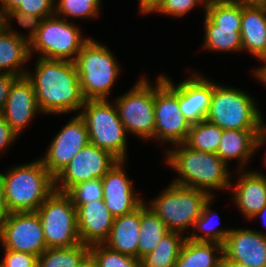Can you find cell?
<instances>
[{
	"instance_id": "1",
	"label": "cell",
	"mask_w": 266,
	"mask_h": 267,
	"mask_svg": "<svg viewBox=\"0 0 266 267\" xmlns=\"http://www.w3.org/2000/svg\"><path fill=\"white\" fill-rule=\"evenodd\" d=\"M35 67V72L27 71L26 77L32 82L41 113L79 114L85 98L75 63L39 57Z\"/></svg>"
},
{
	"instance_id": "2",
	"label": "cell",
	"mask_w": 266,
	"mask_h": 267,
	"mask_svg": "<svg viewBox=\"0 0 266 267\" xmlns=\"http://www.w3.org/2000/svg\"><path fill=\"white\" fill-rule=\"evenodd\" d=\"M174 145L176 148L169 149L165 155L166 164L179 173L172 183L204 190L212 196L214 190H230L229 165L217 154L194 150L185 143Z\"/></svg>"
},
{
	"instance_id": "3",
	"label": "cell",
	"mask_w": 266,
	"mask_h": 267,
	"mask_svg": "<svg viewBox=\"0 0 266 267\" xmlns=\"http://www.w3.org/2000/svg\"><path fill=\"white\" fill-rule=\"evenodd\" d=\"M6 213L33 212L55 191V178L41 159L0 172Z\"/></svg>"
},
{
	"instance_id": "4",
	"label": "cell",
	"mask_w": 266,
	"mask_h": 267,
	"mask_svg": "<svg viewBox=\"0 0 266 267\" xmlns=\"http://www.w3.org/2000/svg\"><path fill=\"white\" fill-rule=\"evenodd\" d=\"M74 63L85 100L108 99L121 72L118 61L109 48L91 38Z\"/></svg>"
},
{
	"instance_id": "5",
	"label": "cell",
	"mask_w": 266,
	"mask_h": 267,
	"mask_svg": "<svg viewBox=\"0 0 266 267\" xmlns=\"http://www.w3.org/2000/svg\"><path fill=\"white\" fill-rule=\"evenodd\" d=\"M255 102L244 91L218 83L213 90L206 120L223 130L263 129L266 124Z\"/></svg>"
},
{
	"instance_id": "6",
	"label": "cell",
	"mask_w": 266,
	"mask_h": 267,
	"mask_svg": "<svg viewBox=\"0 0 266 267\" xmlns=\"http://www.w3.org/2000/svg\"><path fill=\"white\" fill-rule=\"evenodd\" d=\"M79 115L88 129L91 144L109 151L118 160H127V132L115 103L108 99L85 100Z\"/></svg>"
},
{
	"instance_id": "7",
	"label": "cell",
	"mask_w": 266,
	"mask_h": 267,
	"mask_svg": "<svg viewBox=\"0 0 266 267\" xmlns=\"http://www.w3.org/2000/svg\"><path fill=\"white\" fill-rule=\"evenodd\" d=\"M211 197L204 190L171 183L148 207L164 222L169 231L184 235L186 229L193 228L205 203Z\"/></svg>"
},
{
	"instance_id": "8",
	"label": "cell",
	"mask_w": 266,
	"mask_h": 267,
	"mask_svg": "<svg viewBox=\"0 0 266 267\" xmlns=\"http://www.w3.org/2000/svg\"><path fill=\"white\" fill-rule=\"evenodd\" d=\"M203 48L214 52L243 50L242 0H214L205 9Z\"/></svg>"
},
{
	"instance_id": "9",
	"label": "cell",
	"mask_w": 266,
	"mask_h": 267,
	"mask_svg": "<svg viewBox=\"0 0 266 267\" xmlns=\"http://www.w3.org/2000/svg\"><path fill=\"white\" fill-rule=\"evenodd\" d=\"M90 39L82 36L79 26L53 15L42 20L36 37L29 44L30 57L37 51L41 58L74 62Z\"/></svg>"
},
{
	"instance_id": "10",
	"label": "cell",
	"mask_w": 266,
	"mask_h": 267,
	"mask_svg": "<svg viewBox=\"0 0 266 267\" xmlns=\"http://www.w3.org/2000/svg\"><path fill=\"white\" fill-rule=\"evenodd\" d=\"M47 248L75 246L80 242L76 208L71 197L55 190L37 209Z\"/></svg>"
},
{
	"instance_id": "11",
	"label": "cell",
	"mask_w": 266,
	"mask_h": 267,
	"mask_svg": "<svg viewBox=\"0 0 266 267\" xmlns=\"http://www.w3.org/2000/svg\"><path fill=\"white\" fill-rule=\"evenodd\" d=\"M154 84V139L170 145L184 143L191 124L179 108L178 86L165 75L158 76Z\"/></svg>"
},
{
	"instance_id": "12",
	"label": "cell",
	"mask_w": 266,
	"mask_h": 267,
	"mask_svg": "<svg viewBox=\"0 0 266 267\" xmlns=\"http://www.w3.org/2000/svg\"><path fill=\"white\" fill-rule=\"evenodd\" d=\"M114 102L127 134L143 140L154 139V85L145 76Z\"/></svg>"
},
{
	"instance_id": "13",
	"label": "cell",
	"mask_w": 266,
	"mask_h": 267,
	"mask_svg": "<svg viewBox=\"0 0 266 267\" xmlns=\"http://www.w3.org/2000/svg\"><path fill=\"white\" fill-rule=\"evenodd\" d=\"M118 161L109 151L89 143L54 177L55 190L67 193L76 184L102 179Z\"/></svg>"
},
{
	"instance_id": "14",
	"label": "cell",
	"mask_w": 266,
	"mask_h": 267,
	"mask_svg": "<svg viewBox=\"0 0 266 267\" xmlns=\"http://www.w3.org/2000/svg\"><path fill=\"white\" fill-rule=\"evenodd\" d=\"M0 242L4 249L39 257L47 246L37 212L7 213L0 232Z\"/></svg>"
},
{
	"instance_id": "15",
	"label": "cell",
	"mask_w": 266,
	"mask_h": 267,
	"mask_svg": "<svg viewBox=\"0 0 266 267\" xmlns=\"http://www.w3.org/2000/svg\"><path fill=\"white\" fill-rule=\"evenodd\" d=\"M89 143L85 122L79 114H76L58 132L47 148L45 155L40 159L48 172L55 177Z\"/></svg>"
},
{
	"instance_id": "16",
	"label": "cell",
	"mask_w": 266,
	"mask_h": 267,
	"mask_svg": "<svg viewBox=\"0 0 266 267\" xmlns=\"http://www.w3.org/2000/svg\"><path fill=\"white\" fill-rule=\"evenodd\" d=\"M124 165L125 161L119 160L102 178L103 201L114 218L136 210L144 202L135 192Z\"/></svg>"
},
{
	"instance_id": "17",
	"label": "cell",
	"mask_w": 266,
	"mask_h": 267,
	"mask_svg": "<svg viewBox=\"0 0 266 267\" xmlns=\"http://www.w3.org/2000/svg\"><path fill=\"white\" fill-rule=\"evenodd\" d=\"M223 255L247 267H266V233L251 229H231L223 245Z\"/></svg>"
},
{
	"instance_id": "18",
	"label": "cell",
	"mask_w": 266,
	"mask_h": 267,
	"mask_svg": "<svg viewBox=\"0 0 266 267\" xmlns=\"http://www.w3.org/2000/svg\"><path fill=\"white\" fill-rule=\"evenodd\" d=\"M40 112L32 82L26 76L18 77L12 83L1 115L11 129L20 135L36 113Z\"/></svg>"
},
{
	"instance_id": "19",
	"label": "cell",
	"mask_w": 266,
	"mask_h": 267,
	"mask_svg": "<svg viewBox=\"0 0 266 267\" xmlns=\"http://www.w3.org/2000/svg\"><path fill=\"white\" fill-rule=\"evenodd\" d=\"M189 76L177 85L178 105L189 123L195 124L206 119L213 90L218 83H213L197 72Z\"/></svg>"
},
{
	"instance_id": "20",
	"label": "cell",
	"mask_w": 266,
	"mask_h": 267,
	"mask_svg": "<svg viewBox=\"0 0 266 267\" xmlns=\"http://www.w3.org/2000/svg\"><path fill=\"white\" fill-rule=\"evenodd\" d=\"M74 206L80 242L88 246L103 244L108 239L114 222V216L103 199Z\"/></svg>"
},
{
	"instance_id": "21",
	"label": "cell",
	"mask_w": 266,
	"mask_h": 267,
	"mask_svg": "<svg viewBox=\"0 0 266 267\" xmlns=\"http://www.w3.org/2000/svg\"><path fill=\"white\" fill-rule=\"evenodd\" d=\"M243 50L260 61L266 58V4L242 0Z\"/></svg>"
},
{
	"instance_id": "22",
	"label": "cell",
	"mask_w": 266,
	"mask_h": 267,
	"mask_svg": "<svg viewBox=\"0 0 266 267\" xmlns=\"http://www.w3.org/2000/svg\"><path fill=\"white\" fill-rule=\"evenodd\" d=\"M241 172L233 189V203L245 219H252L266 205V175L258 171ZM243 172V173H242Z\"/></svg>"
},
{
	"instance_id": "23",
	"label": "cell",
	"mask_w": 266,
	"mask_h": 267,
	"mask_svg": "<svg viewBox=\"0 0 266 267\" xmlns=\"http://www.w3.org/2000/svg\"><path fill=\"white\" fill-rule=\"evenodd\" d=\"M262 129L234 130L226 129L217 150V155L228 165L230 160H239L237 170H242L258 147V138Z\"/></svg>"
},
{
	"instance_id": "24",
	"label": "cell",
	"mask_w": 266,
	"mask_h": 267,
	"mask_svg": "<svg viewBox=\"0 0 266 267\" xmlns=\"http://www.w3.org/2000/svg\"><path fill=\"white\" fill-rule=\"evenodd\" d=\"M140 234V206L128 213L114 218L111 233L103 243L109 249L138 259Z\"/></svg>"
},
{
	"instance_id": "25",
	"label": "cell",
	"mask_w": 266,
	"mask_h": 267,
	"mask_svg": "<svg viewBox=\"0 0 266 267\" xmlns=\"http://www.w3.org/2000/svg\"><path fill=\"white\" fill-rule=\"evenodd\" d=\"M29 60V44L0 24V73L26 76L28 69L24 66Z\"/></svg>"
},
{
	"instance_id": "26",
	"label": "cell",
	"mask_w": 266,
	"mask_h": 267,
	"mask_svg": "<svg viewBox=\"0 0 266 267\" xmlns=\"http://www.w3.org/2000/svg\"><path fill=\"white\" fill-rule=\"evenodd\" d=\"M222 257V244L186 238L174 267H219Z\"/></svg>"
},
{
	"instance_id": "27",
	"label": "cell",
	"mask_w": 266,
	"mask_h": 267,
	"mask_svg": "<svg viewBox=\"0 0 266 267\" xmlns=\"http://www.w3.org/2000/svg\"><path fill=\"white\" fill-rule=\"evenodd\" d=\"M169 232L164 222L148 207L144 201L140 205V234L138 259L152 252L160 240Z\"/></svg>"
},
{
	"instance_id": "28",
	"label": "cell",
	"mask_w": 266,
	"mask_h": 267,
	"mask_svg": "<svg viewBox=\"0 0 266 267\" xmlns=\"http://www.w3.org/2000/svg\"><path fill=\"white\" fill-rule=\"evenodd\" d=\"M186 235L169 231L156 248L140 259L141 267H174Z\"/></svg>"
},
{
	"instance_id": "29",
	"label": "cell",
	"mask_w": 266,
	"mask_h": 267,
	"mask_svg": "<svg viewBox=\"0 0 266 267\" xmlns=\"http://www.w3.org/2000/svg\"><path fill=\"white\" fill-rule=\"evenodd\" d=\"M213 197L208 199L205 203L202 213L199 218L195 221L192 234L186 236L189 240L195 242H215L224 245L226 242L227 236L229 235L230 229H217L218 225H220V218L217 215L218 213H214L212 209H210L211 203L213 202ZM217 218H215V216ZM213 219L217 222H213ZM213 222V223H212ZM215 223V224H214ZM196 229L203 232L202 234L196 233Z\"/></svg>"
},
{
	"instance_id": "30",
	"label": "cell",
	"mask_w": 266,
	"mask_h": 267,
	"mask_svg": "<svg viewBox=\"0 0 266 267\" xmlns=\"http://www.w3.org/2000/svg\"><path fill=\"white\" fill-rule=\"evenodd\" d=\"M222 132L223 129L205 119L191 124L184 143L194 150L217 154Z\"/></svg>"
},
{
	"instance_id": "31",
	"label": "cell",
	"mask_w": 266,
	"mask_h": 267,
	"mask_svg": "<svg viewBox=\"0 0 266 267\" xmlns=\"http://www.w3.org/2000/svg\"><path fill=\"white\" fill-rule=\"evenodd\" d=\"M89 252L90 247L82 243L70 247L47 248L38 257V265L40 267H78Z\"/></svg>"
},
{
	"instance_id": "32",
	"label": "cell",
	"mask_w": 266,
	"mask_h": 267,
	"mask_svg": "<svg viewBox=\"0 0 266 267\" xmlns=\"http://www.w3.org/2000/svg\"><path fill=\"white\" fill-rule=\"evenodd\" d=\"M102 0H58L55 15L68 18L92 19L98 17Z\"/></svg>"
},
{
	"instance_id": "33",
	"label": "cell",
	"mask_w": 266,
	"mask_h": 267,
	"mask_svg": "<svg viewBox=\"0 0 266 267\" xmlns=\"http://www.w3.org/2000/svg\"><path fill=\"white\" fill-rule=\"evenodd\" d=\"M12 20H17L18 24L23 28H28L29 33L27 35L13 31L12 29ZM43 18L29 13L11 10L6 12L0 18V24L10 33L15 34L19 38L25 40L28 44L36 37L37 31L41 25ZM12 29V30H11Z\"/></svg>"
},
{
	"instance_id": "34",
	"label": "cell",
	"mask_w": 266,
	"mask_h": 267,
	"mask_svg": "<svg viewBox=\"0 0 266 267\" xmlns=\"http://www.w3.org/2000/svg\"><path fill=\"white\" fill-rule=\"evenodd\" d=\"M89 247L98 267H141L139 259L113 251L104 244H93Z\"/></svg>"
},
{
	"instance_id": "35",
	"label": "cell",
	"mask_w": 266,
	"mask_h": 267,
	"mask_svg": "<svg viewBox=\"0 0 266 267\" xmlns=\"http://www.w3.org/2000/svg\"><path fill=\"white\" fill-rule=\"evenodd\" d=\"M67 194L71 197L73 205L102 200L104 195L102 179L95 178L76 184Z\"/></svg>"
},
{
	"instance_id": "36",
	"label": "cell",
	"mask_w": 266,
	"mask_h": 267,
	"mask_svg": "<svg viewBox=\"0 0 266 267\" xmlns=\"http://www.w3.org/2000/svg\"><path fill=\"white\" fill-rule=\"evenodd\" d=\"M56 0H23L15 9L17 11L47 18L55 15Z\"/></svg>"
},
{
	"instance_id": "37",
	"label": "cell",
	"mask_w": 266,
	"mask_h": 267,
	"mask_svg": "<svg viewBox=\"0 0 266 267\" xmlns=\"http://www.w3.org/2000/svg\"><path fill=\"white\" fill-rule=\"evenodd\" d=\"M202 4L198 0H164L163 4L155 11L171 17L185 16L186 13Z\"/></svg>"
},
{
	"instance_id": "38",
	"label": "cell",
	"mask_w": 266,
	"mask_h": 267,
	"mask_svg": "<svg viewBox=\"0 0 266 267\" xmlns=\"http://www.w3.org/2000/svg\"><path fill=\"white\" fill-rule=\"evenodd\" d=\"M4 257L0 261L5 267H36L38 265V257L34 254L22 253L3 249Z\"/></svg>"
},
{
	"instance_id": "39",
	"label": "cell",
	"mask_w": 266,
	"mask_h": 267,
	"mask_svg": "<svg viewBox=\"0 0 266 267\" xmlns=\"http://www.w3.org/2000/svg\"><path fill=\"white\" fill-rule=\"evenodd\" d=\"M18 135L11 129L5 118L0 114V153L5 152L11 143L17 140Z\"/></svg>"
},
{
	"instance_id": "40",
	"label": "cell",
	"mask_w": 266,
	"mask_h": 267,
	"mask_svg": "<svg viewBox=\"0 0 266 267\" xmlns=\"http://www.w3.org/2000/svg\"><path fill=\"white\" fill-rule=\"evenodd\" d=\"M18 77L8 73H0V114L4 108L5 102L12 86V83Z\"/></svg>"
},
{
	"instance_id": "41",
	"label": "cell",
	"mask_w": 266,
	"mask_h": 267,
	"mask_svg": "<svg viewBox=\"0 0 266 267\" xmlns=\"http://www.w3.org/2000/svg\"><path fill=\"white\" fill-rule=\"evenodd\" d=\"M163 2L164 0H141L139 2V12L142 14L155 13Z\"/></svg>"
},
{
	"instance_id": "42",
	"label": "cell",
	"mask_w": 266,
	"mask_h": 267,
	"mask_svg": "<svg viewBox=\"0 0 266 267\" xmlns=\"http://www.w3.org/2000/svg\"><path fill=\"white\" fill-rule=\"evenodd\" d=\"M23 0H0V18L11 10L16 9Z\"/></svg>"
},
{
	"instance_id": "43",
	"label": "cell",
	"mask_w": 266,
	"mask_h": 267,
	"mask_svg": "<svg viewBox=\"0 0 266 267\" xmlns=\"http://www.w3.org/2000/svg\"><path fill=\"white\" fill-rule=\"evenodd\" d=\"M265 62L262 64V67L259 66V68L255 69L254 76L256 79H258L260 82H262L264 87H266V58L262 61Z\"/></svg>"
},
{
	"instance_id": "44",
	"label": "cell",
	"mask_w": 266,
	"mask_h": 267,
	"mask_svg": "<svg viewBox=\"0 0 266 267\" xmlns=\"http://www.w3.org/2000/svg\"><path fill=\"white\" fill-rule=\"evenodd\" d=\"M78 267H98L94 256L89 252L79 263Z\"/></svg>"
},
{
	"instance_id": "45",
	"label": "cell",
	"mask_w": 266,
	"mask_h": 267,
	"mask_svg": "<svg viewBox=\"0 0 266 267\" xmlns=\"http://www.w3.org/2000/svg\"><path fill=\"white\" fill-rule=\"evenodd\" d=\"M219 267H247L243 264L228 260L224 255L221 259Z\"/></svg>"
},
{
	"instance_id": "46",
	"label": "cell",
	"mask_w": 266,
	"mask_h": 267,
	"mask_svg": "<svg viewBox=\"0 0 266 267\" xmlns=\"http://www.w3.org/2000/svg\"><path fill=\"white\" fill-rule=\"evenodd\" d=\"M266 143V126L262 129V131L260 132L259 134V138H258V147H262L264 146L263 144ZM265 155V165H266V153L264 154Z\"/></svg>"
},
{
	"instance_id": "47",
	"label": "cell",
	"mask_w": 266,
	"mask_h": 267,
	"mask_svg": "<svg viewBox=\"0 0 266 267\" xmlns=\"http://www.w3.org/2000/svg\"><path fill=\"white\" fill-rule=\"evenodd\" d=\"M259 217L263 221L262 223L266 226V205L252 219Z\"/></svg>"
},
{
	"instance_id": "48",
	"label": "cell",
	"mask_w": 266,
	"mask_h": 267,
	"mask_svg": "<svg viewBox=\"0 0 266 267\" xmlns=\"http://www.w3.org/2000/svg\"><path fill=\"white\" fill-rule=\"evenodd\" d=\"M6 214H7L6 213V206H0V232H1L2 227H3Z\"/></svg>"
},
{
	"instance_id": "49",
	"label": "cell",
	"mask_w": 266,
	"mask_h": 267,
	"mask_svg": "<svg viewBox=\"0 0 266 267\" xmlns=\"http://www.w3.org/2000/svg\"><path fill=\"white\" fill-rule=\"evenodd\" d=\"M0 206H6L4 197V188L1 178H0Z\"/></svg>"
},
{
	"instance_id": "50",
	"label": "cell",
	"mask_w": 266,
	"mask_h": 267,
	"mask_svg": "<svg viewBox=\"0 0 266 267\" xmlns=\"http://www.w3.org/2000/svg\"><path fill=\"white\" fill-rule=\"evenodd\" d=\"M201 4H203V8L205 9L207 6H209L214 0H198Z\"/></svg>"
},
{
	"instance_id": "51",
	"label": "cell",
	"mask_w": 266,
	"mask_h": 267,
	"mask_svg": "<svg viewBox=\"0 0 266 267\" xmlns=\"http://www.w3.org/2000/svg\"><path fill=\"white\" fill-rule=\"evenodd\" d=\"M255 3L266 4V0H250Z\"/></svg>"
}]
</instances>
